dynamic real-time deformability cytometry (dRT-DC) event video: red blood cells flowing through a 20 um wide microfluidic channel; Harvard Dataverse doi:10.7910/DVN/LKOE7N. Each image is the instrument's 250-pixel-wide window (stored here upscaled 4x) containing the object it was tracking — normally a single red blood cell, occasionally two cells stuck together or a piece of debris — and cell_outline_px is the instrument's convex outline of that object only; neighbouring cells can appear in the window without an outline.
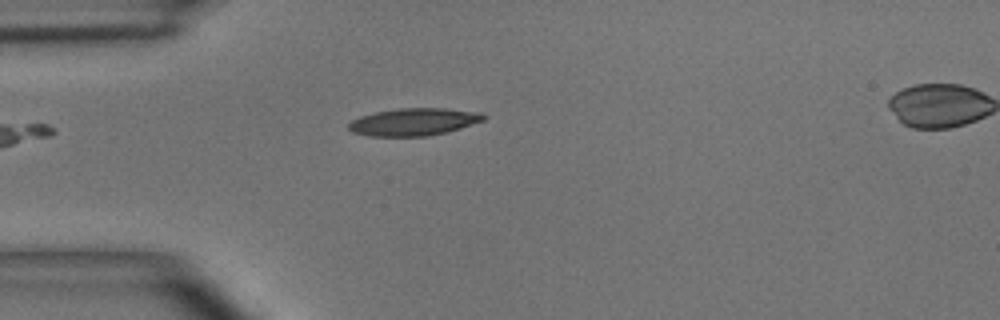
{"species": "common noctule bat (a hibernating species)", "species_latin": "Nyctalus noctula", "temperature_condition": "room temperature", "stored_images_in_passage": 5, "camera_frame_rate_fps": 3000, "um_per_image_px": 0.085, "animal": {"sex": "male", "body_mass_g": 15.6}, "frame": {"image": 1, "passage_image": 4, "time_ms": 3.667, "image_size_px": [1000, 320], "cell_outline_px": [[488, 116], [484, 120], [448, 132], [428, 136], [368, 136], [352, 132], [348, 128], [348, 124], [352, 120], [360, 116], [376, 112], [400, 108], [444, 108], [480, 112]], "centroid_in_image_um": [35.18, 10.36], "position_along_channel_um": 49.8, "area_um2": 21.62}}